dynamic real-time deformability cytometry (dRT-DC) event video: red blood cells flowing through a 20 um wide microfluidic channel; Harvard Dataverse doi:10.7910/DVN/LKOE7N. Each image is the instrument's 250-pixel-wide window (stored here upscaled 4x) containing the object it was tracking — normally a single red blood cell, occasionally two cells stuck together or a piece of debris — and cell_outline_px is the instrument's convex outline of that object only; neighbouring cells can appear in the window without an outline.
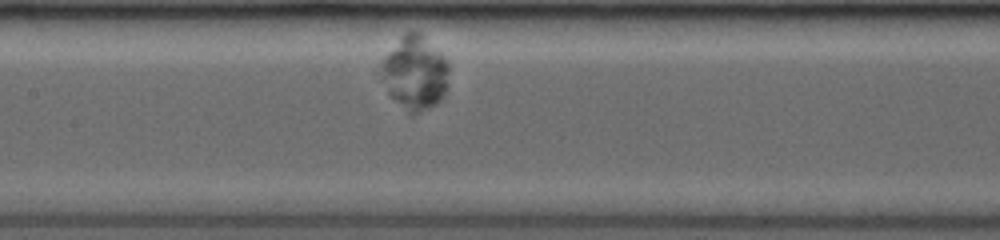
{"species": "common noctule bat (a hibernating species)", "species_latin": "Nyctalus noctula", "temperature_condition": "room temperature", "stored_images_in_passage": 41, "camera_frame_rate_fps": 3500, "um_per_image_px": 0.085, "animal": {"sex": "female", "body_mass_g": 19.0, "forearm_length_mm": 53.3}, "frame": {"image": 1, "passage_image": 16, "time_ms": 2.857, "image_size_px": [1000, 240], "cell_outline_px": [[448, 72], [444, 92], [436, 104], [428, 108], [416, 112], [412, 112], [396, 100], [388, 92], [384, 76], [384, 56], [404, 32], [420, 32], [448, 60]], "centroid_in_image_um": [35.31, 6.12], "position_along_channel_um": 172.1, "area_um2": 27.8}}
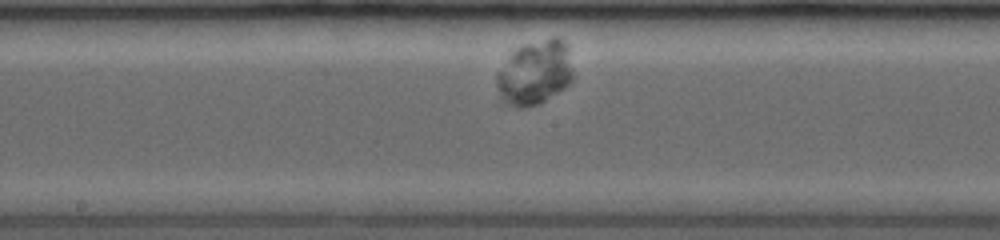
{"frame": {"image": 2, "passage_image": 18, "time_ms": 3.714, "image_size_px": [1000, 240], "cell_outline_px": [[572, 80], [564, 88], [540, 104], [524, 108], [516, 108], [500, 100], [496, 84], [496, 76], [508, 56], [516, 48], [524, 44], [552, 36], [560, 36], [564, 40], [568, 48], [572, 72]], "centroid_in_image_um": [45.45, 6.18], "position_along_channel_um": 202.8, "area_um2": 29.02}}
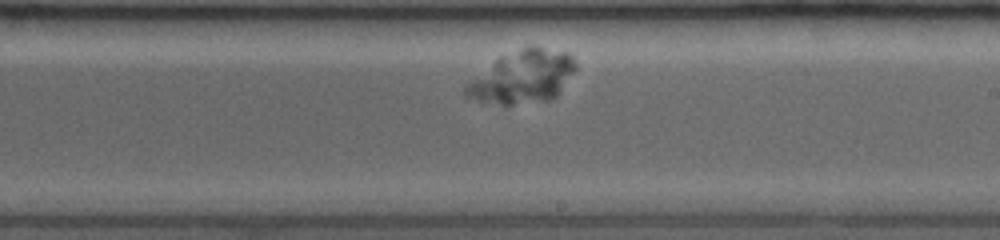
{"frame": {"image": 3, "passage_image": 23, "time_ms": 4.857, "image_size_px": [1000, 240], "cell_outline_px": [[576, 68], [556, 96], [552, 100], [512, 104], [484, 104], [464, 96], [464, 88], [468, 80], [500, 56], [524, 48], [540, 48], [568, 52], [572, 56], [576, 64]], "centroid_in_image_um": [44.36, 6.57], "position_along_channel_um": 244.6, "area_um2": 33.52}}